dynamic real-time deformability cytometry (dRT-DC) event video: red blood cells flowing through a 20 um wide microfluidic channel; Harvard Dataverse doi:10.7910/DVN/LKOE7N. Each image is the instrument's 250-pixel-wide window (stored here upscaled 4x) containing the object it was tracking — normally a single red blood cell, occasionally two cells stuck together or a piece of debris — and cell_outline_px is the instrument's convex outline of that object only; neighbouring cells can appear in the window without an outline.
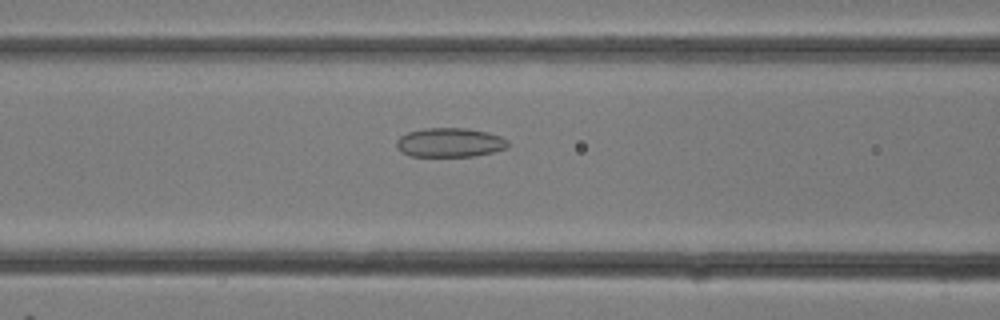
{"species": "common noctule bat (a hibernating species)", "species_latin": "Nyctalus noctula", "temperature_condition": "room temperature", "stored_images_in_passage": 26, "camera_frame_rate_fps": 3000, "um_per_image_px": 0.085, "animal": {"sex": "female"}, "frame": {"image": 1, "passage_image": 9, "time_ms": 2.667, "image_size_px": [1000, 320], "cell_outline_px": [[508, 148], [476, 156], [412, 156], [400, 152], [396, 148], [396, 140], [400, 136], [408, 132], [424, 128], [468, 128], [488, 132], [500, 136], [508, 140]], "centroid_in_image_um": [38.23, 12.11], "position_along_channel_um": 128.4, "area_um2": 19.13}}
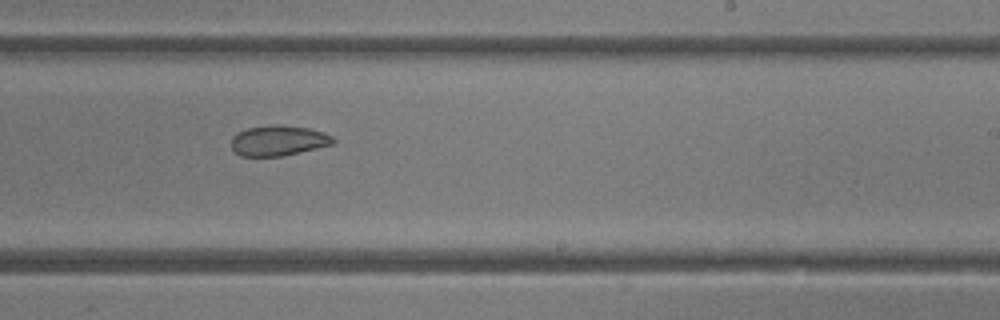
{"frame": {"image": 2, "passage_image": 15, "time_ms": 4.667, "image_size_px": [1000, 320], "cell_outline_px": [[336, 144], [300, 152], [280, 156], [240, 156], [232, 152], [232, 136], [248, 128], [276, 124], [280, 124], [308, 128], [324, 132], [332, 136], [336, 140]], "centroid_in_image_um": [23.69, 11.95], "position_along_channel_um": 265.3, "area_um2": 18.15}}
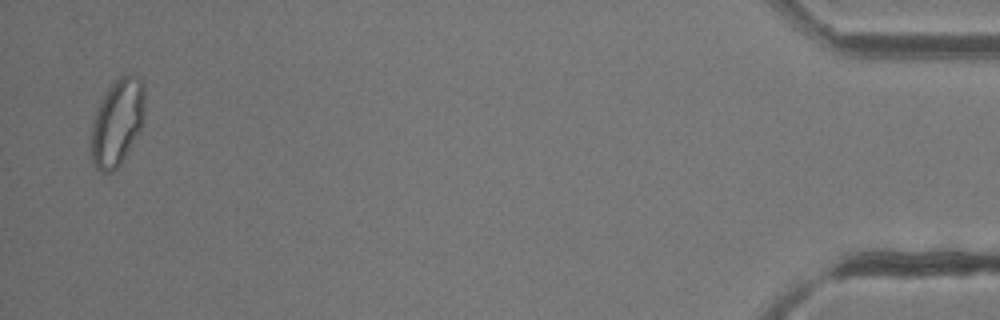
{"frame": {"image": 3, "passage_image": 26, "time_ms": 8.333, "image_size_px": [1000, 320], "cell_outline_px": [[144, 124], [140, 132], [120, 164], [112, 172], [100, 172], [96, 168], [92, 160], [92, 120], [108, 88], [116, 76], [128, 72], [136, 76], [144, 84]], "centroid_in_image_um": [10.0, 10.36], "position_along_channel_um": 425.2, "area_um2": 27.28}}